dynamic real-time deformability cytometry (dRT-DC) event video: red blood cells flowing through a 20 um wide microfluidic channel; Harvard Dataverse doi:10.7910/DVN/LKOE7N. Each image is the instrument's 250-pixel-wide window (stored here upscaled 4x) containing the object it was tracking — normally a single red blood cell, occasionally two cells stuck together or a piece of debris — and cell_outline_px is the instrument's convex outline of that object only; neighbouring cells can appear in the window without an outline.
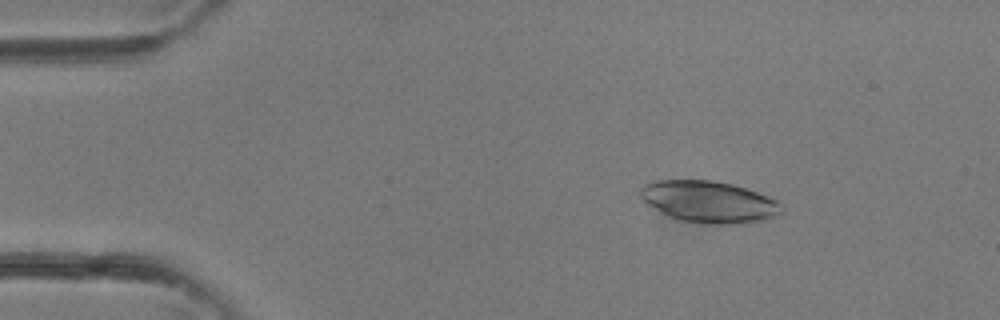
{"species": "common noctule bat (a hibernating species)", "species_latin": "Nyctalus noctula", "temperature_condition": "room temperature", "stored_images_in_passage": 33, "camera_frame_rate_fps": 3000, "um_per_image_px": 0.085, "animal": {"sex": "female"}, "frame": {"image": 1, "passage_image": 2, "time_ms": 0.333, "image_size_px": [1000, 320], "cell_outline_px": [[784, 212], [768, 220], [736, 224], [708, 224], [680, 220], [648, 204], [640, 196], [640, 188], [644, 184], [656, 180], [712, 180], [732, 184], [768, 196], [776, 200]], "centroid_in_image_um": [60.3, 17.15], "position_along_channel_um": 24.7, "area_um2": 34.04}}
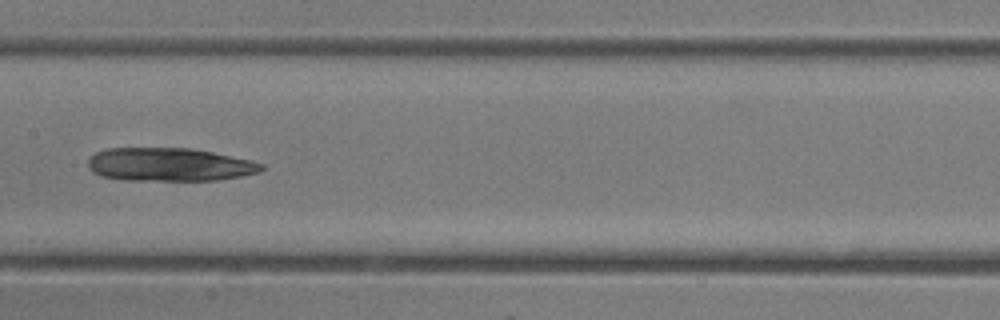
{"frame": {"image": 2, "passage_image": 15, "time_ms": 4.667, "image_size_px": [1000, 320], "cell_outline_px": [[264, 168], [260, 172], [240, 176], [216, 180], [124, 180], [100, 176], [92, 172], [88, 168], [88, 160], [96, 152], [108, 148], [192, 148], [252, 160], [264, 164]], "centroid_in_image_um": [14.39, 13.99], "position_along_channel_um": 193.0, "area_um2": 33.76}}
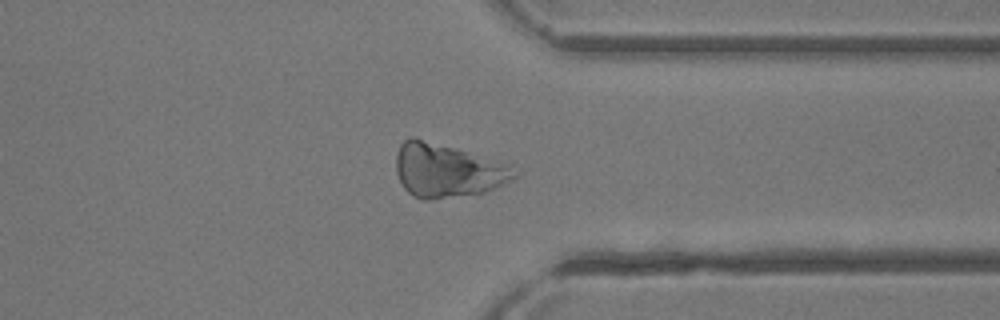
{"frame": {"image": 3, "passage_image": 25, "time_ms": 8.0, "image_size_px": [1000, 320], "cell_outline_px": [[520, 176], [504, 184], [484, 192], [432, 200], [424, 200], [412, 196], [404, 188], [396, 172], [396, 156], [400, 144], [408, 136], [412, 136], [456, 148], [512, 164], [520, 172]], "centroid_in_image_um": [38.06, 14.49], "position_along_channel_um": 373.3, "area_um2": 37.51}}